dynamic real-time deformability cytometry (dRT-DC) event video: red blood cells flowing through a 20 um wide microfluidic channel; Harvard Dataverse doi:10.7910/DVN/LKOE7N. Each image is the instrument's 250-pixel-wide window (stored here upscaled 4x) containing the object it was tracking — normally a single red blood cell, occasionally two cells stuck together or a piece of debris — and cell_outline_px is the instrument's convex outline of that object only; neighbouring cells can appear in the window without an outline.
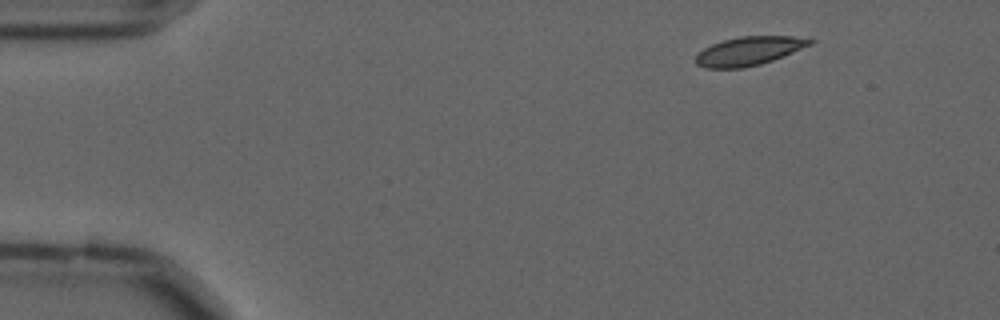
{"species": "common noctule bat (a hibernating species)", "species_latin": "Nyctalus noctula", "temperature_condition": "cold", "stored_images_in_passage": 51, "camera_frame_rate_fps": 3000, "um_per_image_px": 0.085, "animal": {"sex": "male", "forearm_length_mm": 52.5}, "frame": {"image": 1, "passage_image": 1, "time_ms": 0.0, "image_size_px": [1000, 320], "cell_outline_px": [[816, 40], [812, 44], [772, 60], [760, 64], [744, 68], [704, 68], [696, 64], [696, 56], [704, 48], [712, 44], [724, 40], [740, 36], [792, 36]], "centroid_in_image_um": [63.65, 4.33], "position_along_channel_um": 21.4, "area_um2": 18.9}}
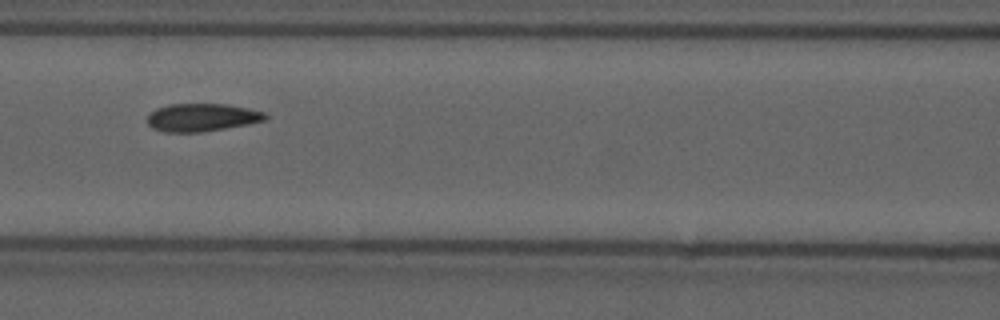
{"frame": {"image": 2, "passage_image": 19, "time_ms": 6.0, "image_size_px": [1000, 320], "cell_outline_px": [[268, 120], [248, 124], [200, 132], [168, 132], [152, 128], [148, 124], [148, 116], [156, 108], [168, 104], [228, 104], [264, 112], [268, 116]], "centroid_in_image_um": [17.18, 9.97], "position_along_channel_um": 149.4, "area_um2": 19.07}}
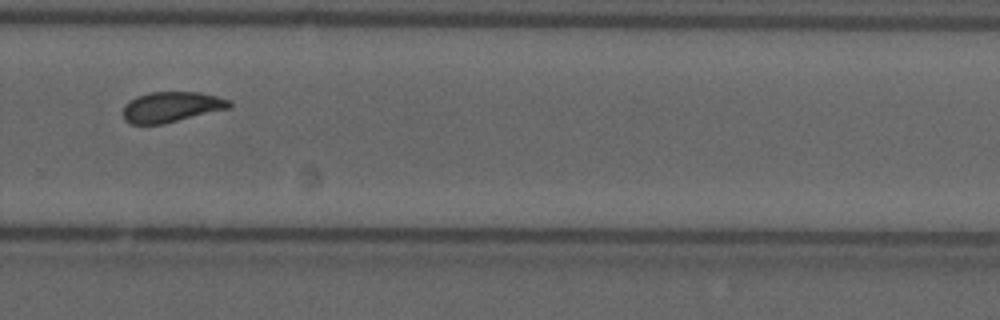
{"frame": {"image": 3, "passage_image": 33, "time_ms": 10.667, "image_size_px": [1000, 320], "cell_outline_px": [[232, 104], [228, 108], [164, 124], [132, 124], [124, 120], [124, 104], [136, 96], [152, 92], [200, 92], [216, 96], [228, 100]], "centroid_in_image_um": [14.54, 9.09], "position_along_channel_um": 315.3, "area_um2": 18.67}, "authors_computed_cell_mechanics": {"area_um2": 19.363, "velocity_mm_per_s": 3.565, "shape_relaxation_time_tau1_ms": 5.2291, "shape_relaxation_time_tau2_ms": 1.746, "deformation_change_tau1": 0.1117, "deformation_change_tau2": 0.0655}}